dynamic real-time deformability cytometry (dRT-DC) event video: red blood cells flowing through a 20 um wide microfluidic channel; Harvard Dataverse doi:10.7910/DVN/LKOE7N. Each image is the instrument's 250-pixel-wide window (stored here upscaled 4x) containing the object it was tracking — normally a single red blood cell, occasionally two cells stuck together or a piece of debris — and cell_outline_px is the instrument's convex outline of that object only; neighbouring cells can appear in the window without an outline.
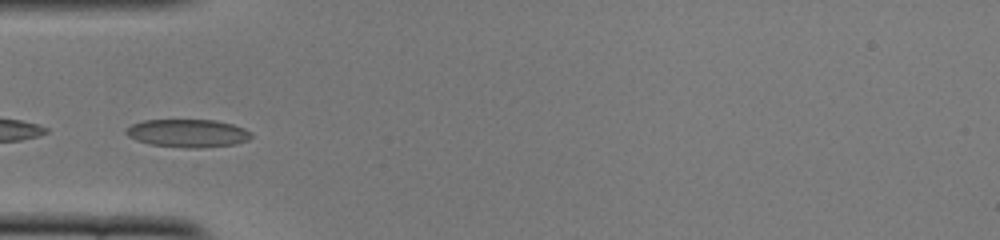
{"species": "common noctule bat (a hibernating species)", "species_latin": "Nyctalus noctula", "temperature_condition": "cold", "stored_images_in_passage": 42, "camera_frame_rate_fps": 3000, "um_per_image_px": 0.085, "animal": {"sex": "female", "body_mass_g": 22.0, "forearm_length_mm": 56.7}, "frame": {"image": 1, "passage_image": 12, "time_ms": 3.667, "image_size_px": [1000, 240], "cell_outline_px": [[252, 136], [248, 140], [236, 144], [200, 148], [188, 148], [152, 144], [136, 140], [128, 136], [124, 132], [132, 124], [144, 120], [216, 120], [232, 124], [244, 128], [252, 132]], "centroid_in_image_um": [15.99, 11.32], "position_along_channel_um": 69.0, "area_um2": 20.4}}
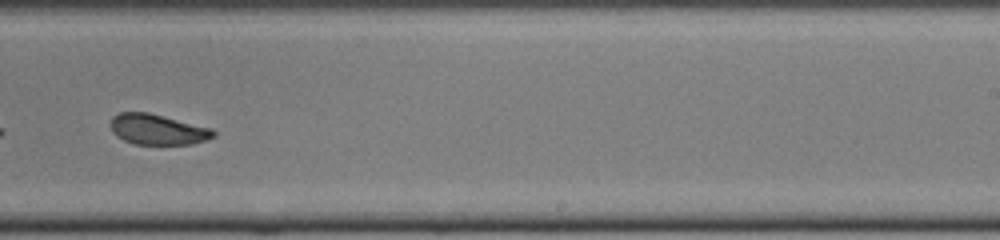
{"frame": {"image": 2, "passage_image": 28, "time_ms": 9.0, "image_size_px": [1000, 240], "cell_outline_px": [[216, 136], [208, 140], [192, 144], [132, 144], [116, 136], [112, 132], [108, 124], [112, 116], [120, 112], [148, 112], [212, 128], [216, 132]], "centroid_in_image_um": [13.38, 11.0], "position_along_channel_um": 275.6, "area_um2": 18.61}}
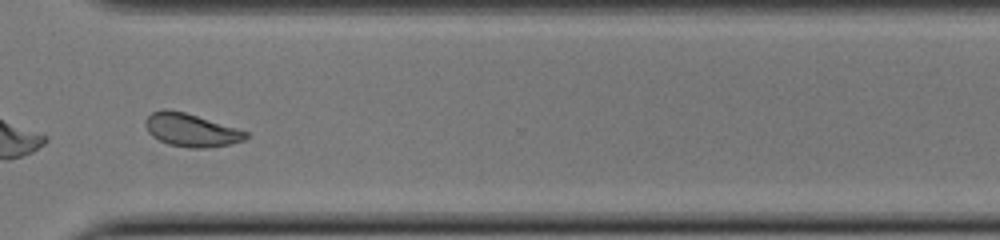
{"frame": {"image": 3, "passage_image": 34, "time_ms": 11.0, "image_size_px": [1000, 240], "cell_outline_px": [[248, 136], [244, 140], [228, 144], [208, 148], [188, 148], [168, 144], [152, 136], [148, 132], [144, 124], [144, 120], [152, 112], [164, 108], [168, 108], [184, 112], [236, 128], [248, 132]], "centroid_in_image_um": [16.19, 11.05], "position_along_channel_um": 354.4, "area_um2": 19.31}, "authors_computed_cell_mechanics": {"area_um2": 19.5364, "velocity_mm_per_s": 3.8779, "shape_relaxation_time_tau1_ms": null, "shape_relaxation_time_tau2_ms": 1.1828, "deformation_change_tau1": null, "deformation_change_tau2": 0.0596}}